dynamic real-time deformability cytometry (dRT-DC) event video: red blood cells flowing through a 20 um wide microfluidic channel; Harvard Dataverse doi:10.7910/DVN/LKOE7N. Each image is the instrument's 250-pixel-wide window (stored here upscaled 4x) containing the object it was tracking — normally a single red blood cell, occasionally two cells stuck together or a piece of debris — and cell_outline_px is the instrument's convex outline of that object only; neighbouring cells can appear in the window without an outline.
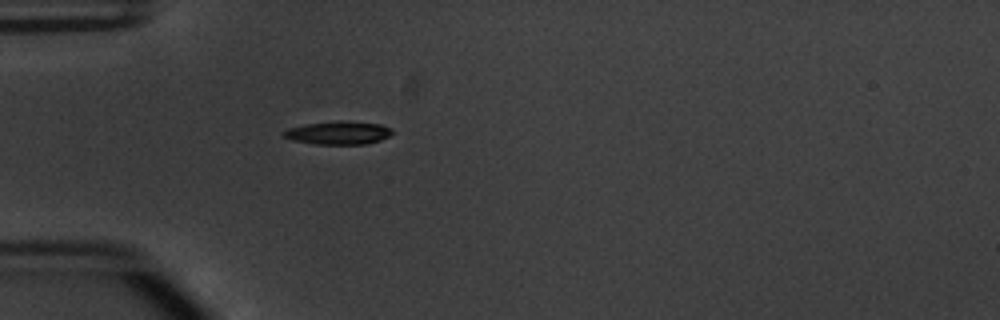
{"species": "common noctule bat (a hibernating species)", "species_latin": "Nyctalus noctula", "temperature_condition": "warm", "stored_images_in_passage": 31, "camera_frame_rate_fps": 3000, "um_per_image_px": 0.085, "animal": {"sex": "male", "body_mass_g": 20.1, "forearm_length_mm": 53.5}, "frame": {"image": 1, "passage_image": 1, "time_ms": 0.0, "image_size_px": [1000, 320], "cell_outline_px": [[392, 132], [388, 136], [380, 140], [364, 144], [316, 144], [292, 140], [280, 136], [280, 132], [288, 128], [304, 124], [336, 120], [344, 120], [380, 124], [392, 128]], "centroid_in_image_um": [28.69, 11.27], "position_along_channel_um": 56.3, "area_um2": 14.91}}
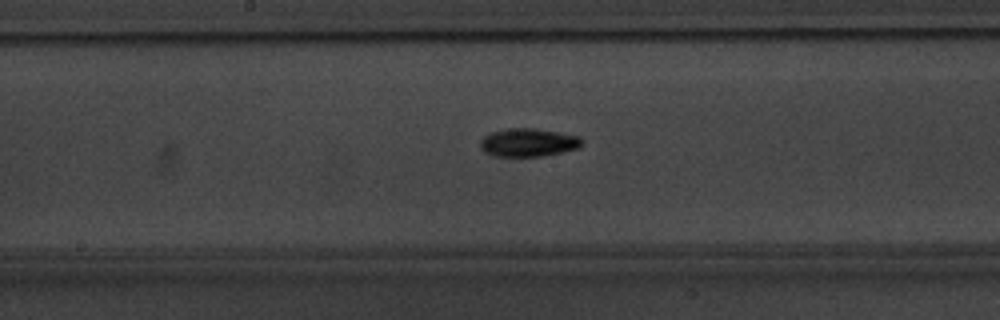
{"frame": {"image": 2, "passage_image": 13, "time_ms": 4.0, "image_size_px": [1000, 320], "cell_outline_px": [[580, 148], [544, 156], [496, 156], [484, 152], [480, 148], [480, 140], [484, 136], [492, 132], [508, 128], [532, 128], [580, 136]], "centroid_in_image_um": [44.87, 12.12], "position_along_channel_um": 203.3, "area_um2": 16.59}}
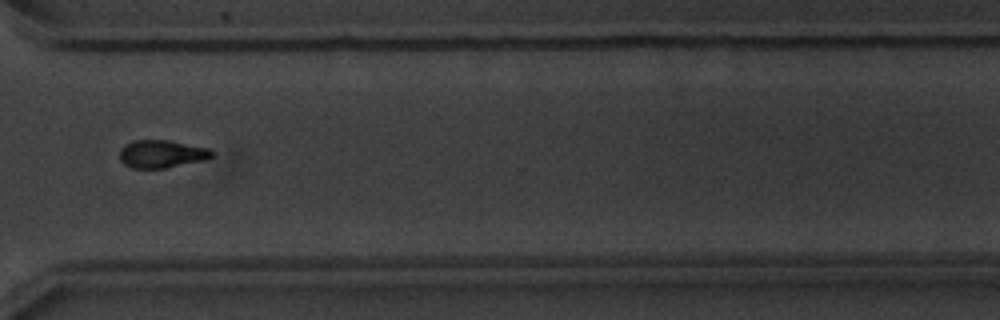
{"frame": {"image": 3, "passage_image": 25, "time_ms": 8.0, "image_size_px": [1000, 320], "cell_outline_px": [[212, 156], [204, 160], [164, 168], [132, 168], [124, 164], [120, 160], [120, 148], [124, 144], [132, 140], [168, 140], [208, 148], [212, 152]], "centroid_in_image_um": [13.68, 13.08], "position_along_channel_um": 356.9, "area_um2": 14.85}, "authors_computed_cell_mechanics": {"area_um2": 15.5482, "velocity_mm_per_s": 3.8538, "shape_relaxation_time_tau1_ms": 2.8131, "shape_relaxation_time_tau2_ms": null, "deformation_change_tau1": 0.155, "deformation_change_tau2": null}}